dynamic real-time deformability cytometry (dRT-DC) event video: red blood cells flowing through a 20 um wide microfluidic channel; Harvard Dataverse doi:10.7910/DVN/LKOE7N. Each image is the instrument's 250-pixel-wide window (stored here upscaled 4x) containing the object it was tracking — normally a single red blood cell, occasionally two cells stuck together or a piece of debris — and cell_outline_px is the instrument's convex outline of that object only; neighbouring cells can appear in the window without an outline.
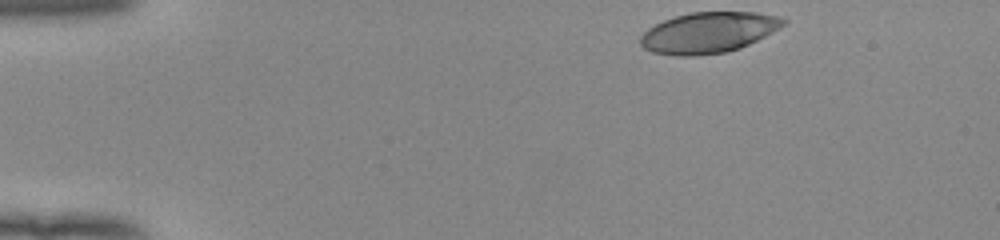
{"species": "human", "species_latin": "Homo sapiens", "temperature_condition": "room temperature", "stored_images_in_passage": 46, "camera_frame_rate_fps": 3000, "um_per_image_px": 0.085, "donor": {"sex": "female"}, "frame": {"image": 1, "passage_image": 1, "time_ms": 0.0, "image_size_px": [1000, 240], "cell_outline_px": [[788, 20], [784, 24], [772, 32], [740, 48], [724, 52], [692, 56], [676, 56], [652, 52], [644, 48], [640, 44], [640, 36], [648, 28], [664, 20], [688, 12], [756, 12], [776, 16]], "centroid_in_image_um": [60.18, 2.76], "position_along_channel_um": 24.8, "area_um2": 33.76}}
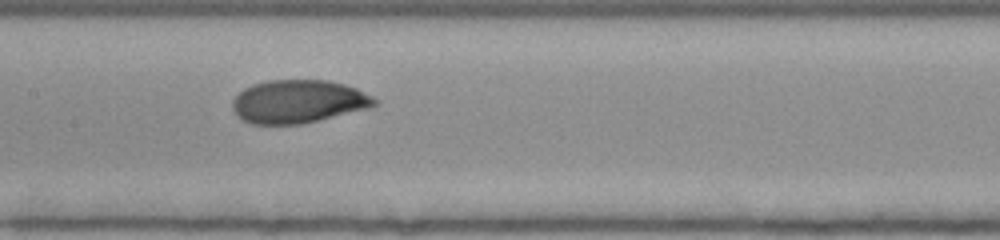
{"frame": {"image": 2, "passage_image": 20, "time_ms": 6.333, "image_size_px": [1000, 240], "cell_outline_px": [[380, 104], [372, 108], [300, 124], [252, 124], [240, 120], [236, 116], [232, 108], [232, 100], [244, 88], [252, 84], [268, 80], [328, 80], [344, 84], [356, 88], [372, 96]], "centroid_in_image_um": [25.35, 8.63], "position_along_channel_um": 182.0, "area_um2": 36.07}}
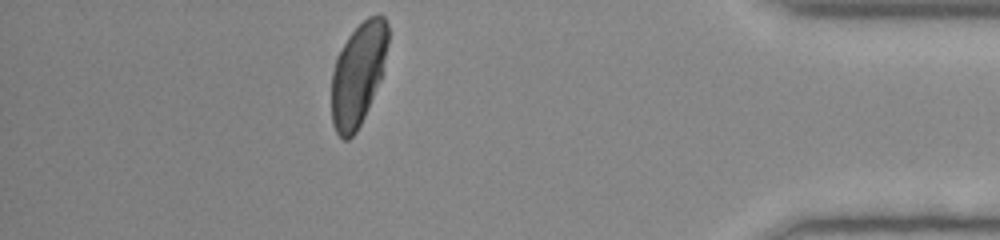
{"frame": {"image": 3, "passage_image": 40, "time_ms": 13.0, "image_size_px": [1000, 240], "cell_outline_px": [[388, 44], [380, 80], [368, 108], [356, 132], [348, 140], [344, 140], [336, 132], [332, 124], [332, 72], [336, 60], [348, 36], [368, 16], [376, 12], [384, 16], [388, 24]], "centroid_in_image_um": [30.45, 6.28], "position_along_channel_um": 404.8, "area_um2": 33.58}, "authors_computed_cell_mechanics": {"area_um2": 35.3736, "velocity_mm_per_s": 3.9258, "shape_relaxation_time_tau1_ms": 5.085, "shape_relaxation_time_tau2_ms": null, "deformation_change_tau1": 0.1832, "deformation_change_tau2": null}}